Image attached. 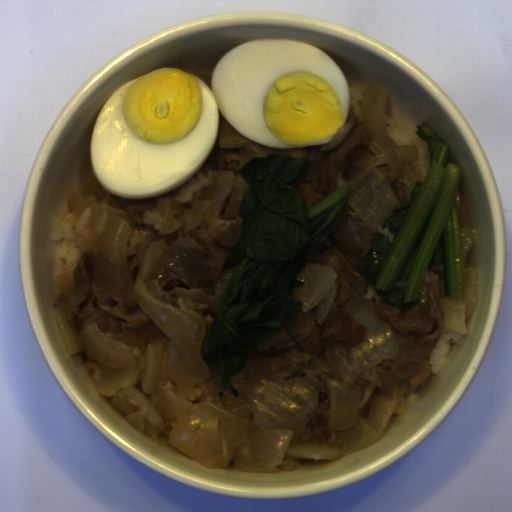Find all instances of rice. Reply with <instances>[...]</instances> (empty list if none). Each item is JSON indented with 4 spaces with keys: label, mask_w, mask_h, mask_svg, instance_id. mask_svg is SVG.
Segmentation results:
<instances>
[{
    "label": "rice",
    "mask_w": 512,
    "mask_h": 512,
    "mask_svg": "<svg viewBox=\"0 0 512 512\" xmlns=\"http://www.w3.org/2000/svg\"><path fill=\"white\" fill-rule=\"evenodd\" d=\"M91 210L86 206L77 217L71 207L51 216L49 277L53 278L65 269L73 268L82 253L98 246L85 229Z\"/></svg>",
    "instance_id": "rice-1"
},
{
    "label": "rice",
    "mask_w": 512,
    "mask_h": 512,
    "mask_svg": "<svg viewBox=\"0 0 512 512\" xmlns=\"http://www.w3.org/2000/svg\"><path fill=\"white\" fill-rule=\"evenodd\" d=\"M460 339H462V333H459L456 329L446 327L444 333L436 342L428 358L430 372L438 374L444 369L447 361V355L452 345Z\"/></svg>",
    "instance_id": "rice-2"
},
{
    "label": "rice",
    "mask_w": 512,
    "mask_h": 512,
    "mask_svg": "<svg viewBox=\"0 0 512 512\" xmlns=\"http://www.w3.org/2000/svg\"><path fill=\"white\" fill-rule=\"evenodd\" d=\"M350 86V111L355 115L356 111L362 112V102L369 85L363 82H354Z\"/></svg>",
    "instance_id": "rice-3"
}]
</instances>
